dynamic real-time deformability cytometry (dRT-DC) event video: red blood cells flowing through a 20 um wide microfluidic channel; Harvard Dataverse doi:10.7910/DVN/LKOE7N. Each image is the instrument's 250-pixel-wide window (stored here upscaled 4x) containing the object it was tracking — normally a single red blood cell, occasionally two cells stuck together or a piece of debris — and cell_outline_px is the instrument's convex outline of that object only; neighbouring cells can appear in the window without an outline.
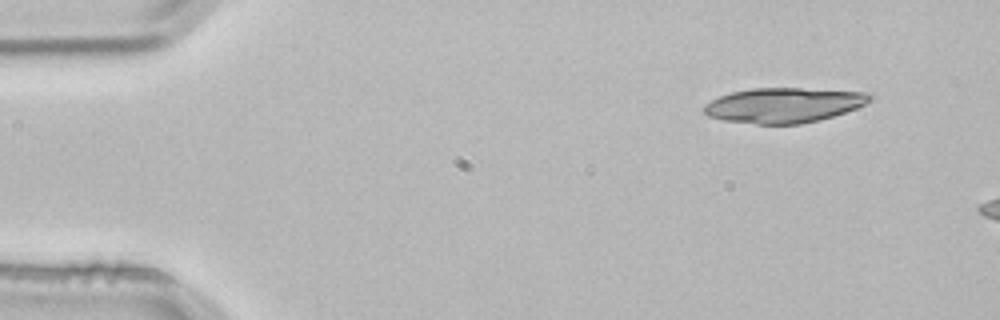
{"species": "common noctule bat (a hibernating species)", "species_latin": "Nyctalus noctula", "temperature_condition": "room temperature", "stored_images_in_passage": 4, "camera_frame_rate_fps": 3000, "um_per_image_px": 0.085, "animal": {"sex": "male", "body_mass_g": 21.5, "forearm_length_mm": 52.0}, "frame": {"image": 1, "passage_image": 2, "time_ms": 0.333, "image_size_px": [1000, 320], "cell_outline_px": [[876, 96], [872, 100], [856, 108], [820, 120], [800, 124], [756, 124], [724, 120], [708, 116], [704, 112], [704, 104], [720, 96], [732, 92], [752, 88], [800, 88], [872, 92]], "centroid_in_image_um": [66.67, 8.93], "position_along_channel_um": 18.3, "area_um2": 33.93}}